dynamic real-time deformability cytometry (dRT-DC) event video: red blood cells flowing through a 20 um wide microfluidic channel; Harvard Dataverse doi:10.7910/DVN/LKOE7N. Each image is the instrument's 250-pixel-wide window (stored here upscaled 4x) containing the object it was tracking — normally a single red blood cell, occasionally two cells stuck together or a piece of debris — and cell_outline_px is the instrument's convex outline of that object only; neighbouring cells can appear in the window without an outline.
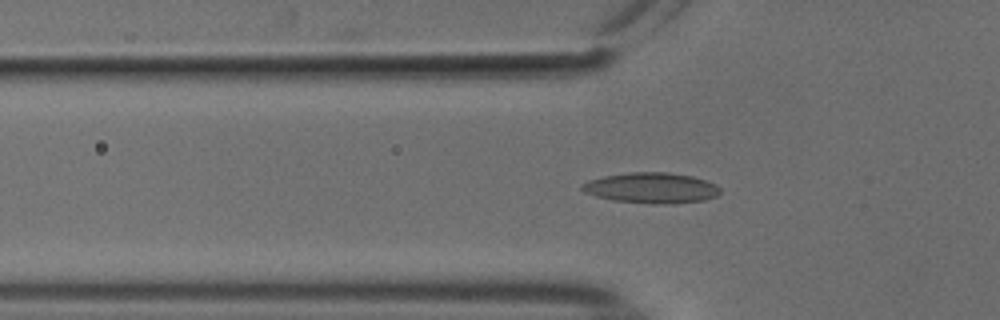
{"species": "common noctule bat (a hibernating species)", "species_latin": "Nyctalus noctula", "temperature_condition": "cold", "stored_images_in_passage": 50, "camera_frame_rate_fps": 3000, "um_per_image_px": 0.085, "animal": {"sex": "male", "body_mass_g": 18.8}, "frame": {"image": 1, "passage_image": 19, "time_ms": 6.0, "image_size_px": [1000, 320], "cell_outline_px": [[720, 192], [716, 196], [704, 200], [672, 204], [652, 204], [612, 200], [596, 196], [584, 192], [580, 188], [588, 180], [604, 176], [632, 172], [668, 172], [692, 176], [716, 184], [720, 188]], "centroid_in_image_um": [55.38, 15.98], "position_along_channel_um": 70.4, "area_um2": 24.62}}
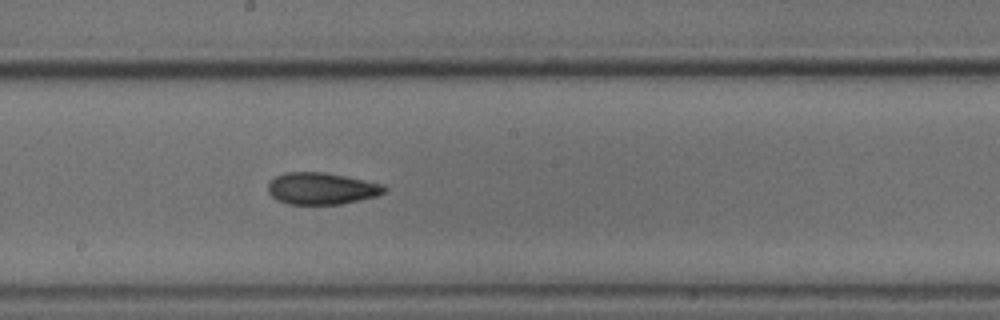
{"frame": {"image": 2, "passage_image": 31, "time_ms": 10.0, "image_size_px": [1000, 320], "cell_outline_px": [[388, 188], [384, 192], [376, 196], [340, 204], [288, 204], [276, 200], [268, 192], [268, 184], [276, 176], [284, 172], [324, 172], [384, 184]], "centroid_in_image_um": [27.32, 16.02], "position_along_channel_um": 220.9, "area_um2": 21.5}}
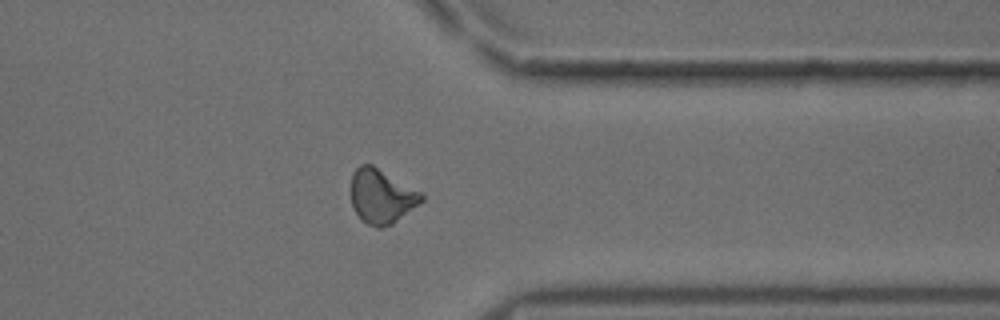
{"frame": {"image": 3, "passage_image": 44, "time_ms": 14.333, "image_size_px": [1000, 320], "cell_outline_px": [[424, 200], [392, 224], [380, 228], [376, 228], [360, 220], [352, 208], [348, 192], [352, 172], [360, 164], [372, 164], [424, 192]], "centroid_in_image_um": [32.39, 16.66], "position_along_channel_um": 379.0, "area_um2": 23.18}, "authors_computed_cell_mechanics": {"area_um2": 21.6172, "velocity_mm_per_s": 3.7491, "shape_relaxation_time_tau1_ms": 7.8964, "shape_relaxation_time_tau2_ms": 2.6205, "deformation_change_tau1": 0.1707, "deformation_change_tau2": 0.0888}}